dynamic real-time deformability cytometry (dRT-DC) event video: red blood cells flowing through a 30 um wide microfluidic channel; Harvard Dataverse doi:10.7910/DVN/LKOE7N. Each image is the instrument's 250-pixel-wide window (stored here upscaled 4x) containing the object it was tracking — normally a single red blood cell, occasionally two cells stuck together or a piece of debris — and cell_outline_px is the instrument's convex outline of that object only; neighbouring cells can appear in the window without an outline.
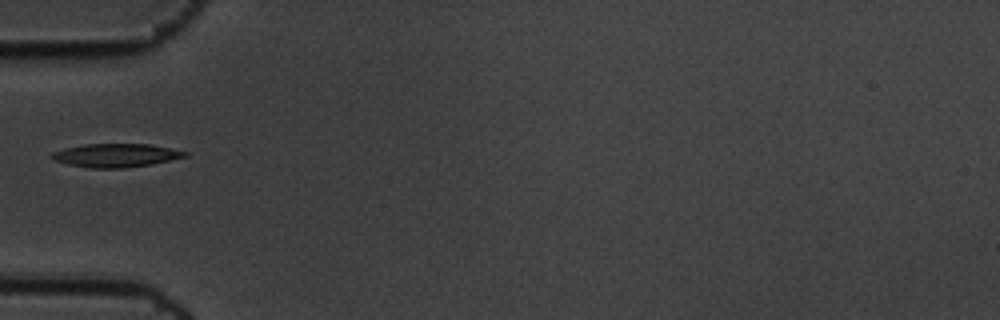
{"species": "common noctule bat (a hibernating species)", "species_latin": "Nyctalus noctula", "temperature_condition": "cold", "stored_images_in_passage": 6, "camera_frame_rate_fps": 3000, "um_per_image_px": 0.085, "animal": {"sex": "male", "body_mass_g": 19.5, "forearm_length_mm": 54.6}, "frame": {"image": 1, "passage_image": 4, "time_ms": 1.0, "image_size_px": [1000, 320], "cell_outline_px": [[188, 156], [152, 164], [124, 168], [88, 168], [68, 164], [52, 160], [48, 156], [52, 152], [64, 148], [84, 144], [148, 144], [188, 152]], "centroid_in_image_um": [9.79, 13.21], "position_along_channel_um": 75.2, "area_um2": 18.26}}
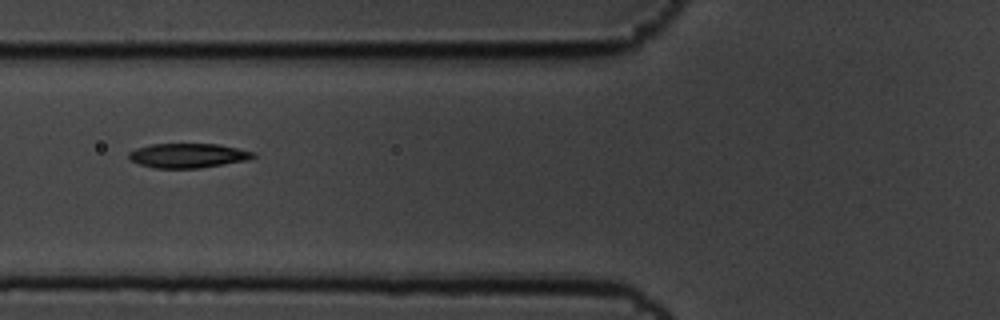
{"frame": {"image": 2, "passage_image": 5, "time_ms": 1.333, "image_size_px": [1000, 320], "cell_outline_px": [[256, 156], [248, 160], [200, 168], [152, 168], [140, 164], [132, 160], [128, 156], [128, 152], [136, 148], [152, 144], [220, 144], [256, 152]], "centroid_in_image_um": [16.01, 13.22], "position_along_channel_um": 109.8, "area_um2": 17.8}}
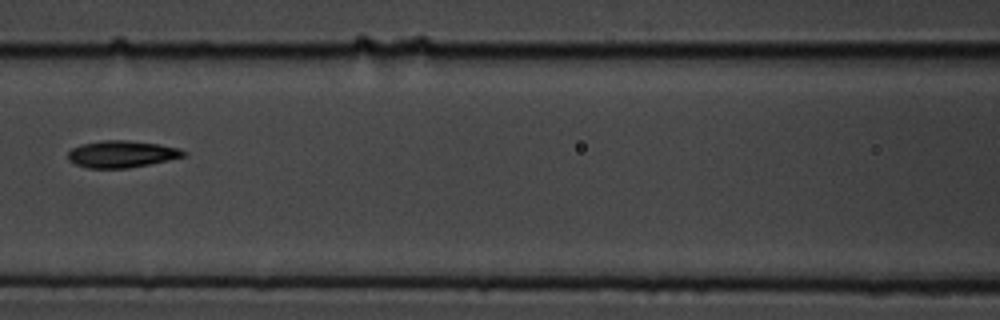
{"frame": {"image": 3, "passage_image": 6, "time_ms": 1.667, "image_size_px": [1000, 320], "cell_outline_px": [[188, 156], [128, 168], [88, 168], [76, 164], [68, 160], [68, 152], [72, 148], [80, 144], [104, 140], [128, 140], [160, 144], [180, 148], [188, 152]], "centroid_in_image_um": [10.38, 13.09], "position_along_channel_um": 156.2, "area_um2": 18.26}}